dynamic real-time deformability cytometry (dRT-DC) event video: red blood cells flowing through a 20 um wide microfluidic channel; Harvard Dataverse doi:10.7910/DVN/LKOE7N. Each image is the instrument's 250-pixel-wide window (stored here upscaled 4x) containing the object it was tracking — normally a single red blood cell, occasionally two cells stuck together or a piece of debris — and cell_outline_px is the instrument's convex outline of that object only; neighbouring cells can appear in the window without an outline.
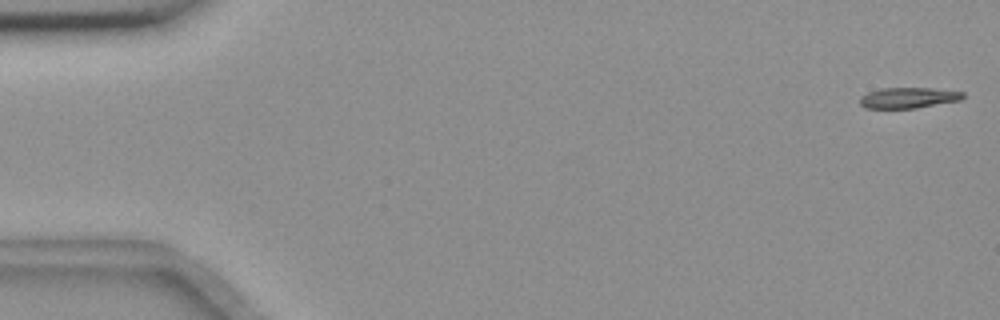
{"species": "common noctule bat (a hibernating species)", "species_latin": "Nyctalus noctula", "temperature_condition": "room temperature", "stored_images_in_passage": 14, "camera_frame_rate_fps": 3000, "um_per_image_px": 0.085, "animal": {"sex": "female", "body_mass_g": 18.4}, "frame": {"image": 1, "passage_image": 1, "time_ms": 0.0, "image_size_px": [1000, 320], "cell_outline_px": [[964, 96], [960, 100], [916, 108], [864, 108], [860, 104], [860, 96], [868, 92], [880, 88], [932, 88], [964, 92]], "centroid_in_image_um": [77.18, 8.31], "position_along_channel_um": 7.8, "area_um2": 12.43}}